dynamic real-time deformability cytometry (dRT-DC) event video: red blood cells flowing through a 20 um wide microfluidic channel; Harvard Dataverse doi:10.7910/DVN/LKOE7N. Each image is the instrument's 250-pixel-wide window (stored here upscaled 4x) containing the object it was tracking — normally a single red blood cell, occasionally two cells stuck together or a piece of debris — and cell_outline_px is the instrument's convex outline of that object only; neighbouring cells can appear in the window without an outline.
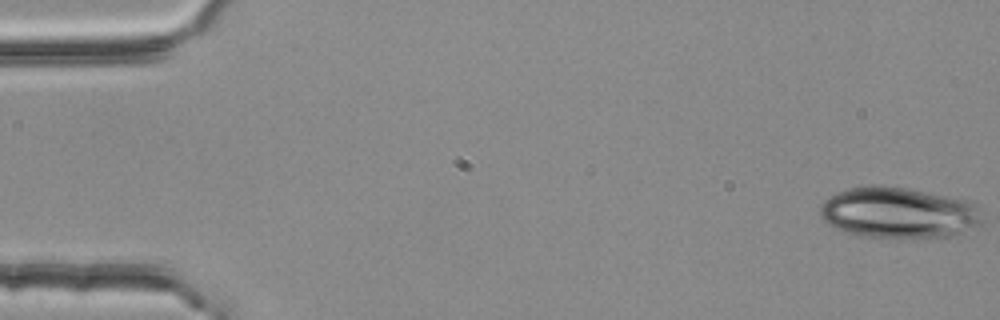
{"species": "common noctule bat (a hibernating species)", "species_latin": "Nyctalus noctula", "temperature_condition": "room temperature", "stored_images_in_passage": 5, "segment_of_instrument_passage": [1, 2], "camera_frame_rate_fps": 3000, "um_per_image_px": 0.085, "animal": {"sex": "female", "body_mass_g": 25.1}, "frame": {"image": 1, "passage_image": 1, "time_ms": 0.0, "image_size_px": [1000, 320], "cell_outline_px": [[984, 224], [952, 236], [912, 240], [888, 240], [856, 236], [836, 228], [828, 224], [820, 216], [820, 204], [828, 196], [836, 192], [848, 188], [864, 184], [884, 184], [972, 200], [980, 204], [984, 220]], "centroid_in_image_um": [76.43, 18.11], "position_along_channel_um": 8.6, "area_um2": 50.69}}